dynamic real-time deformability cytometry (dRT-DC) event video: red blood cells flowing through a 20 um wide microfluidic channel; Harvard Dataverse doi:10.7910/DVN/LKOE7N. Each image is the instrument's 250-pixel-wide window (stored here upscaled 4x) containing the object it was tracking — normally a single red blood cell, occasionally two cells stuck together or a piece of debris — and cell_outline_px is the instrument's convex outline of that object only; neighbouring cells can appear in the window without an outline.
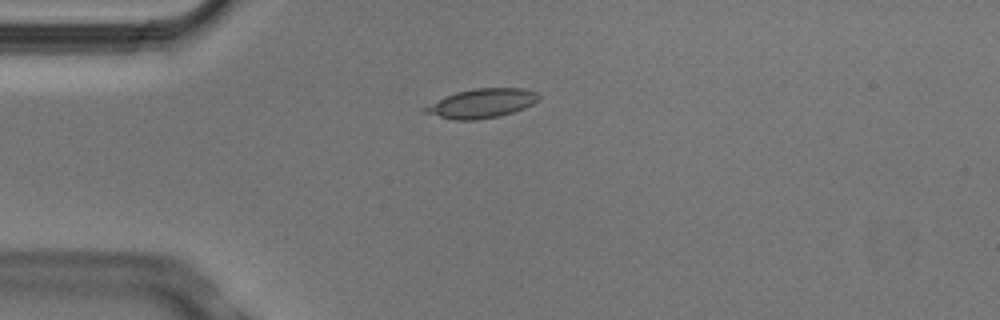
{"species": "Egyptian fruit bat (a non-hibernating species)", "species_latin": "Rousettus aegyptiacus", "temperature_condition": "cold", "stored_images_in_passage": 4, "camera_frame_rate_fps": 3000, "um_per_image_px": 0.085, "animal": {"sex": "male"}, "frame": {"image": 1, "passage_image": 2, "time_ms": 0.333, "image_size_px": [1000, 320], "cell_outline_px": [[540, 96], [532, 104], [524, 108], [500, 116], [476, 120], [456, 120], [424, 112], [420, 108], [444, 96], [456, 92], [472, 88], [524, 88], [536, 92]], "centroid_in_image_um": [40.91, 8.77], "position_along_channel_um": 44.1, "area_um2": 19.31}}